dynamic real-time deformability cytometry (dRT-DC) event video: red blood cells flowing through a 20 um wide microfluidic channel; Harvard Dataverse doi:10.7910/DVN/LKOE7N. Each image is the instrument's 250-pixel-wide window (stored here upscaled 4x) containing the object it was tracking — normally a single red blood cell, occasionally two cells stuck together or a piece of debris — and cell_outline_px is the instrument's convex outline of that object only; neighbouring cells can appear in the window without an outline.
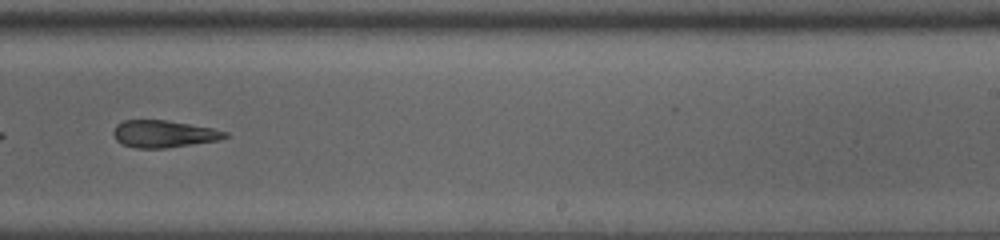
{"species": "common noctule bat (a hibernating species)", "species_latin": "Nyctalus noctula", "temperature_condition": "room temperature", "stored_images_in_passage": 26, "camera_frame_rate_fps": 3000, "um_per_image_px": 0.085, "animal": {"sex": "male", "body_mass_g": 13.0, "forearm_length_mm": 53.1}, "frame": {"image": 1, "passage_image": 19, "time_ms": 6.0, "image_size_px": [1000, 240], "cell_outline_px": [[228, 136], [216, 140], [168, 148], [136, 148], [120, 144], [116, 140], [112, 132], [116, 124], [124, 120], [164, 120], [212, 128], [228, 132]], "centroid_in_image_um": [13.85, 11.38], "position_along_channel_um": 275.1, "area_um2": 17.57}}
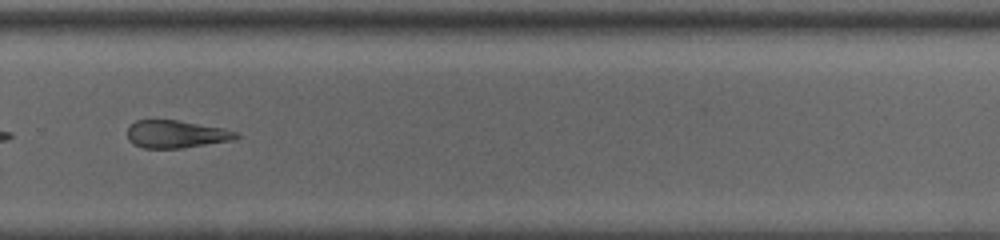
{"frame": {"image": 2, "passage_image": 22, "time_ms": 7.0, "image_size_px": [1000, 240], "cell_outline_px": [[240, 136], [232, 140], [184, 148], [144, 148], [128, 140], [128, 128], [136, 120], [176, 120], [224, 128], [240, 132]], "centroid_in_image_um": [15.02, 11.4], "position_along_channel_um": 314.8, "area_um2": 17.46}}